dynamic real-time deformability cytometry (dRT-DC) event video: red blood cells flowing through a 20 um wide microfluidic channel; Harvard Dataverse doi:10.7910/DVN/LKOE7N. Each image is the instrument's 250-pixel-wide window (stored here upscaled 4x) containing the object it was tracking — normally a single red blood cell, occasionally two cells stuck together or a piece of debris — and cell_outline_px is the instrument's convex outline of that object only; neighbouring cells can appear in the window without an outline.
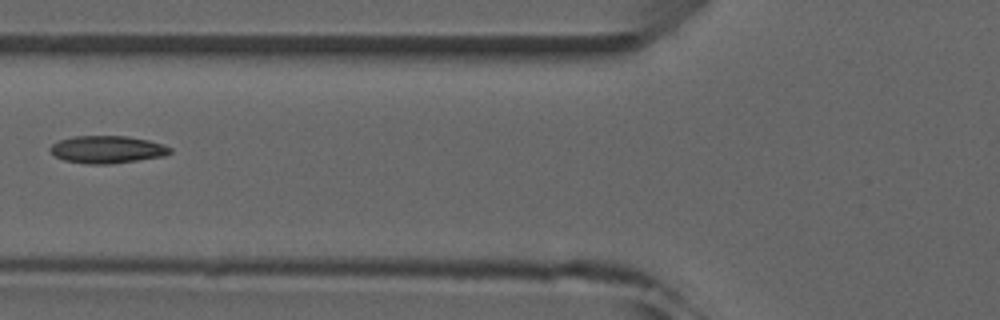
{"species": "common noctule bat (a hibernating species)", "species_latin": "Nyctalus noctula", "temperature_condition": "room temperature", "stored_images_in_passage": 6, "camera_frame_rate_fps": 3000, "um_per_image_px": 0.085, "animal": {"sex": "male", "forearm_length_mm": 52.5}, "frame": {"image": 1, "passage_image": 6, "time_ms": 5.667, "image_size_px": [1000, 320], "cell_outline_px": [[172, 152], [164, 156], [108, 164], [88, 164], [64, 160], [56, 156], [48, 148], [52, 144], [60, 140], [72, 136], [128, 136], [148, 140], [164, 144], [172, 148]], "centroid_in_image_um": [9.12, 12.7], "position_along_channel_um": 116.7, "area_um2": 19.13}}